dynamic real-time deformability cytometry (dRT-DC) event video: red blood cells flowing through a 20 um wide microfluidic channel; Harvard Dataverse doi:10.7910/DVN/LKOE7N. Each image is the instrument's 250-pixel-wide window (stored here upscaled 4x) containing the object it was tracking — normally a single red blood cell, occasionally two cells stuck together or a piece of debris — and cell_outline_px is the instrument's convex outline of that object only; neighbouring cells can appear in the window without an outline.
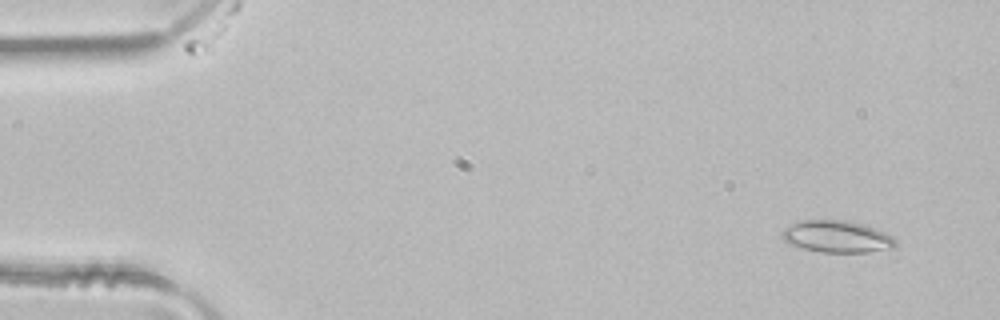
{"species": "common noctule bat (a hibernating species)", "species_latin": "Nyctalus noctula", "temperature_condition": "room temperature", "stored_images_in_passage": 50, "camera_frame_rate_fps": 3000, "um_per_image_px": 0.085, "animal": {"sex": "male", "body_mass_g": 21.5, "forearm_length_mm": 52.0}, "frame": {"image": 1, "passage_image": 4, "time_ms": 1.0, "image_size_px": [1000, 320], "cell_outline_px": [[896, 248], [868, 252], [820, 252], [804, 248], [792, 244], [784, 240], [780, 236], [780, 232], [784, 228], [792, 224], [804, 220], [844, 220], [868, 224], [892, 236], [896, 240]], "centroid_in_image_um": [71.18, 20.1], "position_along_channel_um": 13.8, "area_um2": 21.27}}
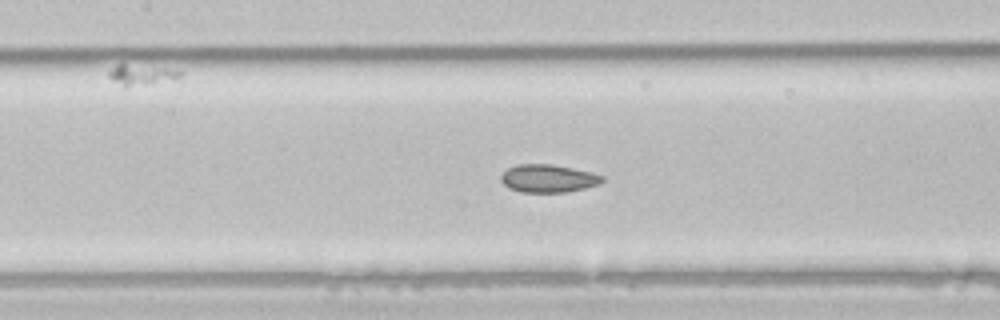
{"frame": {"image": 2, "passage_image": 23, "time_ms": 7.333, "image_size_px": [1000, 320], "cell_outline_px": [[604, 180], [600, 184], [568, 192], [520, 192], [508, 188], [500, 180], [500, 176], [508, 168], [516, 164], [552, 164], [592, 172], [604, 176]], "centroid_in_image_um": [46.6, 15.17], "position_along_channel_um": 160.8, "area_um2": 16.59}}
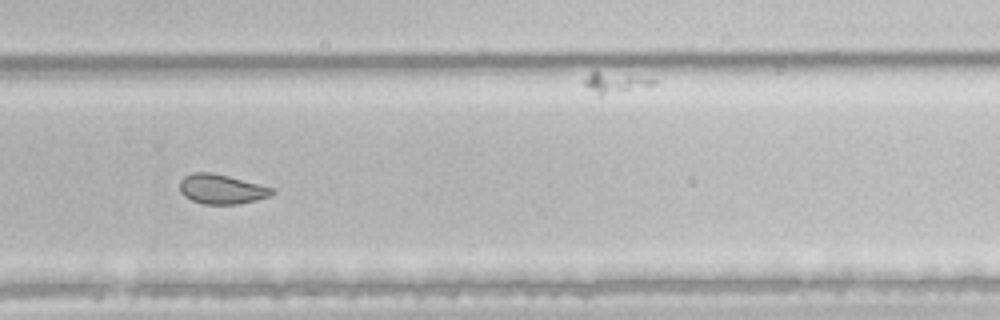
{"frame": {"image": 3, "passage_image": 34, "time_ms": 11.0, "image_size_px": [1000, 320], "cell_outline_px": [[276, 192], [272, 196], [240, 204], [204, 204], [192, 200], [184, 196], [180, 192], [180, 180], [184, 176], [192, 172], [212, 172], [276, 188]], "centroid_in_image_um": [18.87, 16.07], "position_along_channel_um": 310.9, "area_um2": 16.18}, "authors_computed_cell_mechanics": {"area_um2": 19.1607, "velocity_mm_per_s": 4.1158, "shape_relaxation_time_tau1_ms": null, "shape_relaxation_time_tau2_ms": 1.8656, "deformation_change_tau1": null, "deformation_change_tau2": 0.0461}}